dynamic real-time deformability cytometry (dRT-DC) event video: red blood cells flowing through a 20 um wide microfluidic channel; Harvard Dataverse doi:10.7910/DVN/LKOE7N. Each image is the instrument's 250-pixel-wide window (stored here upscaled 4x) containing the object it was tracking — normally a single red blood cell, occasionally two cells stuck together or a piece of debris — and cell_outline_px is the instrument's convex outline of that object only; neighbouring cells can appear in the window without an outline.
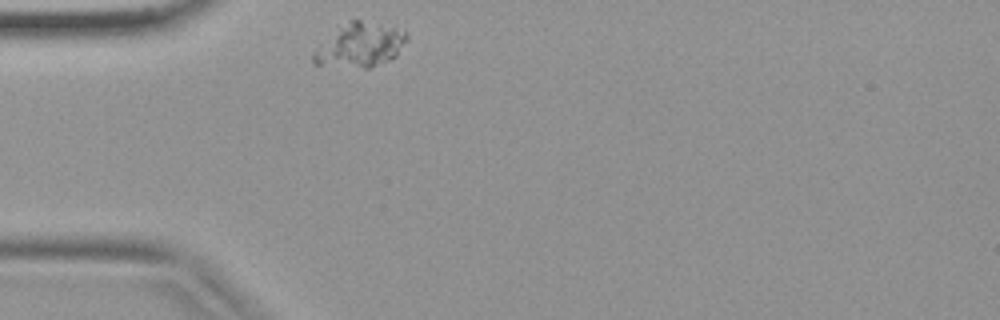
{"species": "common noctule bat (a hibernating species)", "species_latin": "Nyctalus noctula", "temperature_condition": "warm", "stored_images_in_passage": 26, "camera_frame_rate_fps": 3000, "um_per_image_px": 0.085, "animal": {"sex": "female", "body_mass_g": 19.9}, "frame": {"image": 1, "passage_image": 1, "time_ms": 0.0, "image_size_px": [1000, 320], "cell_outline_px": [[408, 40], [396, 56], [368, 68], [364, 68], [316, 64], [312, 60], [312, 56], [316, 52], [352, 20], [360, 20], [404, 28], [408, 32]], "centroid_in_image_um": [30.78, 3.84], "position_along_channel_um": 54.2, "area_um2": 22.77}}
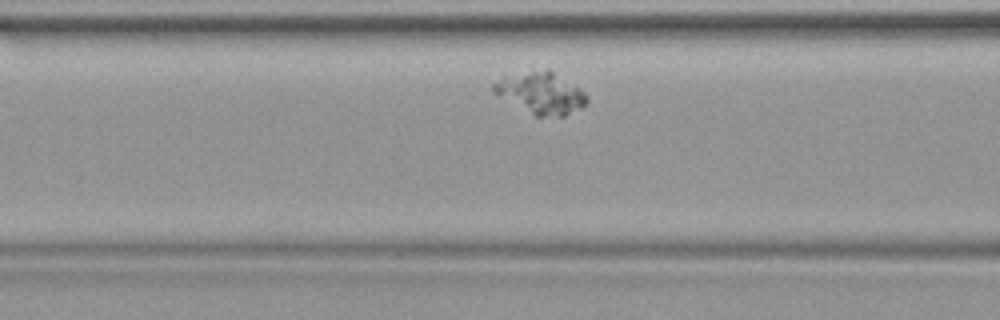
{"frame": {"image": 2, "passage_image": 6, "time_ms": 1.667, "image_size_px": [1000, 320], "cell_outline_px": [[588, 100], [584, 104], [564, 116], [536, 116], [492, 92], [492, 84], [504, 76], [532, 68], [548, 68], [584, 92], [588, 96]], "centroid_in_image_um": [45.93, 7.85], "position_along_channel_um": 120.7, "area_um2": 22.48}}
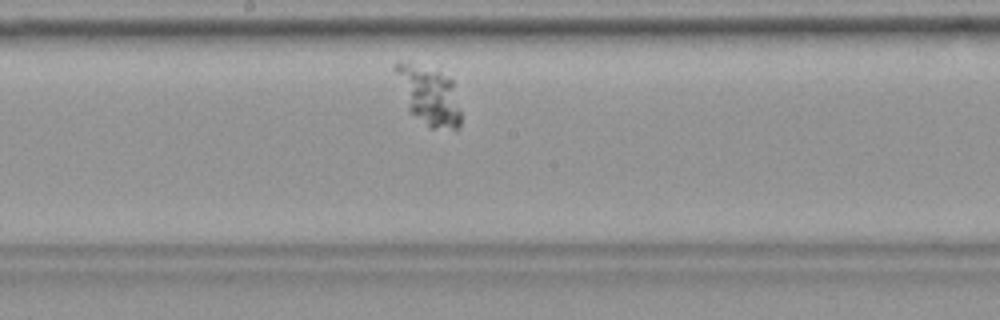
{"frame": {"image": 3, "passage_image": 12, "time_ms": 3.667, "image_size_px": [1000, 320], "cell_outline_px": [[460, 128], [428, 128], [408, 112], [392, 68], [392, 64], [396, 60], [408, 60], [448, 76], [452, 80], [460, 112]], "centroid_in_image_um": [36.36, 8.07], "position_along_channel_um": 211.8, "area_um2": 22.89}}